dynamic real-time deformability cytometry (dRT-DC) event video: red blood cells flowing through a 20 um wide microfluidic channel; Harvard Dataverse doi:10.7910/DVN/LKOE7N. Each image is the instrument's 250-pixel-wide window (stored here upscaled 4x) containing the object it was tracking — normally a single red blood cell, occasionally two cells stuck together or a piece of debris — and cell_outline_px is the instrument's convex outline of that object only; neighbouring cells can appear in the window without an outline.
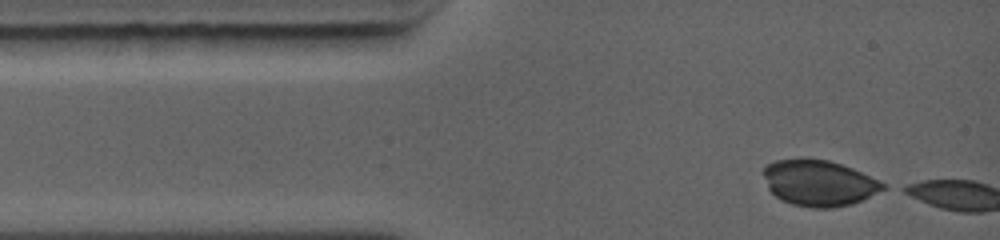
{"species": "common noctule bat (a hibernating species)", "species_latin": "Nyctalus noctula", "temperature_condition": "warm", "stored_images_in_passage": 2, "camera_frame_rate_fps": 5000, "um_per_image_px": 0.085, "animal": {"sex": "female", "body_mass_g": 19.0, "forearm_length_mm": 56.7}, "frame": {"image": 1, "passage_image": 1, "time_ms": 0.0, "image_size_px": [1000, 240], "cell_outline_px": [[888, 188], [852, 204], [832, 208], [812, 208], [792, 204], [780, 200], [768, 188], [764, 176], [764, 168], [768, 164], [776, 160], [800, 156], [828, 160], [852, 168], [880, 180], [888, 184]], "centroid_in_image_um": [69.62, 15.53], "position_along_channel_um": 15.4, "area_um2": 32.48}}